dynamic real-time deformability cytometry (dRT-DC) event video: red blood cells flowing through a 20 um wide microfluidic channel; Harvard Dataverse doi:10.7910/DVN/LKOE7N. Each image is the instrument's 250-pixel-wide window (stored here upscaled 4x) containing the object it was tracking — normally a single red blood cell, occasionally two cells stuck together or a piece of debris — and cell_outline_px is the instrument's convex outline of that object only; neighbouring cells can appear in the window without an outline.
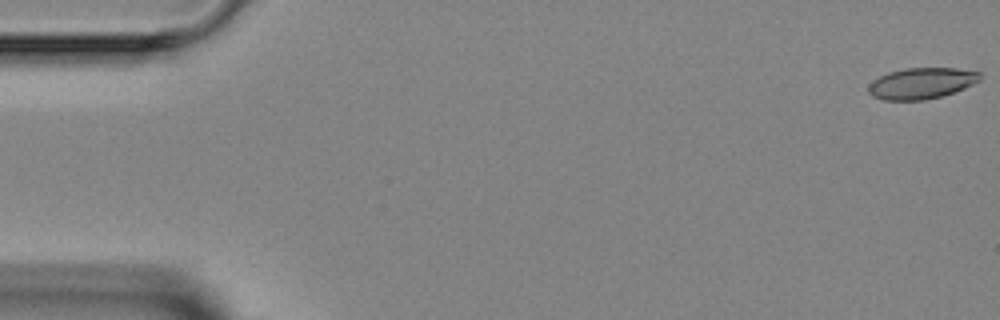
{"species": "Egyptian fruit bat (a non-hibernating species)", "species_latin": "Rousettus aegyptiacus", "temperature_condition": "room temperature", "stored_images_in_passage": 5, "segment_of_instrument_passage": [2, 2], "camera_frame_rate_fps": 3000, "um_per_image_px": 0.085, "animal": {"sex": "female"}, "frame": {"image": 1, "passage_image": 5, "time_ms": 6.0, "image_size_px": [1000, 320], "cell_outline_px": [[980, 80], [964, 88], [940, 96], [924, 100], [884, 100], [872, 96], [868, 92], [868, 84], [872, 80], [888, 72], [904, 68], [956, 68], [980, 72]], "centroid_in_image_um": [78.28, 7.07], "position_along_channel_um": 6.7, "area_um2": 20.17}}